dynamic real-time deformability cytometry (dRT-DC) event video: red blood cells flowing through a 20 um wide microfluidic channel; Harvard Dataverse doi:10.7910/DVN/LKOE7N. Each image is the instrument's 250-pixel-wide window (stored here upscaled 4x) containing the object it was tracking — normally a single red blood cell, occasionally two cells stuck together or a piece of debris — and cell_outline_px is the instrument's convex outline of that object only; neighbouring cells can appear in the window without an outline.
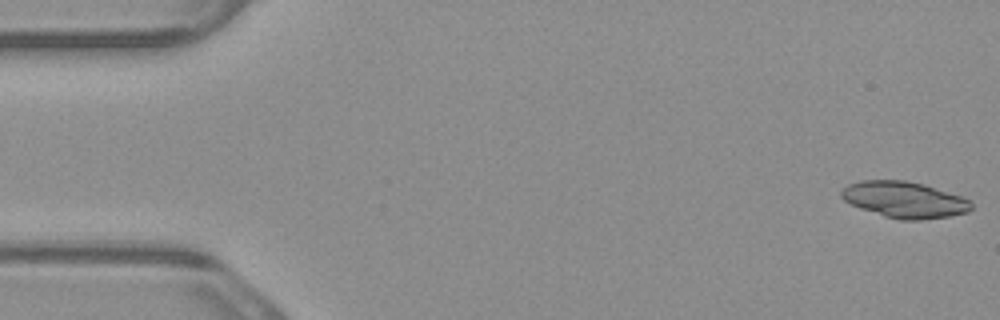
{"species": "common noctule bat (a hibernating species)", "species_latin": "Nyctalus noctula", "temperature_condition": "warm", "stored_images_in_passage": 3, "camera_frame_rate_fps": 3000, "um_per_image_px": 0.085, "animal": {"sex": "male", "body_mass_g": 23.1, "forearm_length_mm": 52.7}, "frame": {"image": 1, "passage_image": 1, "time_ms": 0.0, "image_size_px": [1000, 320], "cell_outline_px": [[972, 208], [968, 212], [948, 216], [920, 220], [900, 220], [884, 216], [860, 208], [844, 200], [840, 196], [840, 192], [848, 184], [860, 180], [904, 180], [924, 184], [972, 200]], "centroid_in_image_um": [76.87, 16.97], "position_along_channel_um": 8.1, "area_um2": 27.4}}